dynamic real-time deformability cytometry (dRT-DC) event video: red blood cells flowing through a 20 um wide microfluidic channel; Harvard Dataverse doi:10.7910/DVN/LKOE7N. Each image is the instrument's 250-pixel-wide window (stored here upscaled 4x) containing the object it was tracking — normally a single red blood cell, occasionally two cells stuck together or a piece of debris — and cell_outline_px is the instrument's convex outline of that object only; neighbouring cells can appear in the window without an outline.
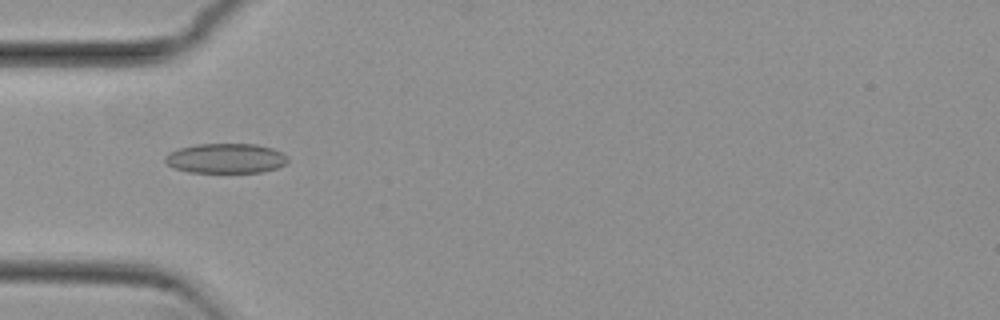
{"species": "common noctule bat (a hibernating species)", "species_latin": "Nyctalus noctula", "temperature_condition": "cold", "stored_images_in_passage": 54, "camera_frame_rate_fps": 3000, "um_per_image_px": 0.085, "animal": {"sex": "female", "body_mass_g": 29.2, "forearm_length_mm": 56.3}, "frame": {"image": 1, "passage_image": 17, "time_ms": 5.333, "image_size_px": [1000, 320], "cell_outline_px": [[288, 164], [276, 168], [260, 172], [188, 172], [176, 168], [168, 164], [164, 160], [164, 156], [168, 152], [180, 148], [196, 144], [256, 144], [272, 148], [288, 156]], "centroid_in_image_um": [19.2, 13.45], "position_along_channel_um": 65.8, "area_um2": 21.33}}
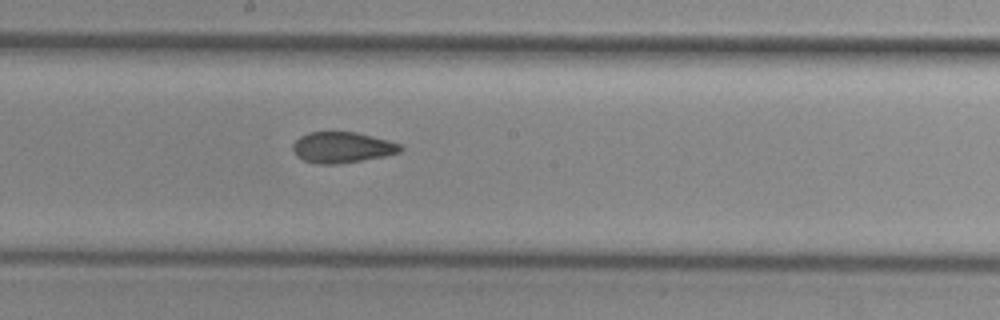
{"frame": {"image": 2, "passage_image": 29, "time_ms": 9.333, "image_size_px": [1000, 320], "cell_outline_px": [[404, 148], [400, 152], [384, 156], [336, 164], [316, 164], [304, 160], [296, 156], [292, 148], [292, 144], [300, 136], [308, 132], [356, 132], [388, 140], [400, 144]], "centroid_in_image_um": [29.06, 12.52], "position_along_channel_um": 219.1, "area_um2": 19.31}}
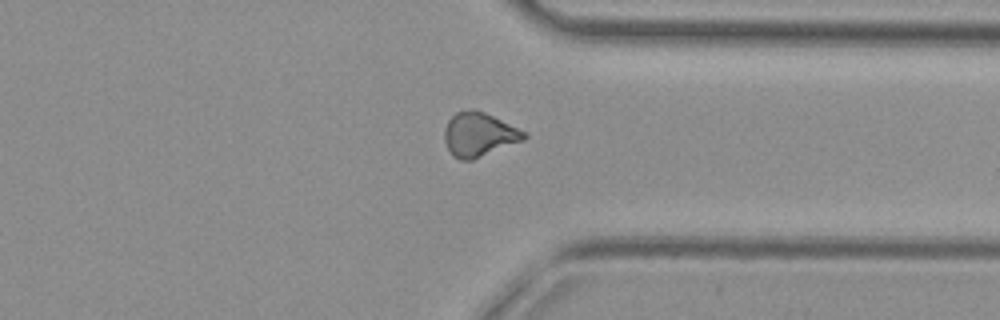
{"frame": {"image": 3, "passage_image": 41, "time_ms": 13.333, "image_size_px": [1000, 320], "cell_outline_px": [[528, 136], [524, 140], [472, 160], [460, 160], [452, 156], [444, 140], [444, 128], [448, 120], [456, 112], [472, 108], [476, 108], [528, 132]], "centroid_in_image_um": [40.72, 11.42], "position_along_channel_um": 370.7, "area_um2": 20.69}}